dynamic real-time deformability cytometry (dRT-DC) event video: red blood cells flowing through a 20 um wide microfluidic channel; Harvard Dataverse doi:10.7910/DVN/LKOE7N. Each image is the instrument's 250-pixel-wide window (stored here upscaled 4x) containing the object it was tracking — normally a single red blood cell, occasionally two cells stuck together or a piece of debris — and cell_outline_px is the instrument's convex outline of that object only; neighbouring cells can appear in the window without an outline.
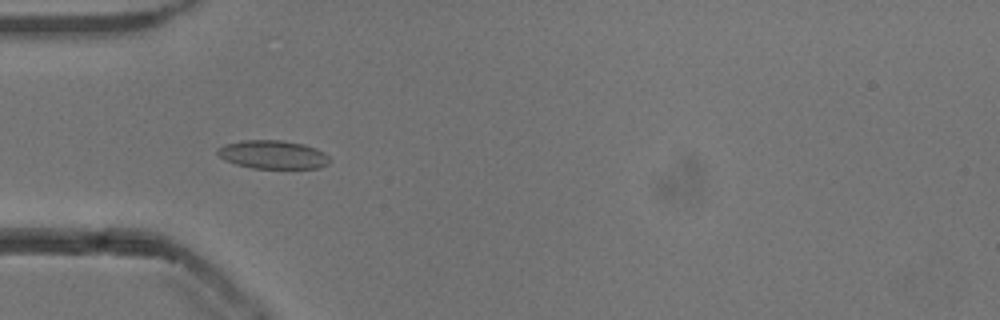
{"species": "common noctule bat (a hibernating species)", "species_latin": "Nyctalus noctula", "temperature_condition": "cold", "stored_images_in_passage": 53, "camera_frame_rate_fps": 3000, "um_per_image_px": 0.085, "animal": {"sex": "male", "body_mass_g": 13.3}, "frame": {"image": 1, "passage_image": 16, "time_ms": 5.0, "image_size_px": [1000, 320], "cell_outline_px": [[332, 160], [328, 164], [320, 168], [252, 168], [236, 164], [224, 160], [216, 152], [216, 148], [224, 144], [240, 140], [280, 140], [304, 144], [316, 148], [324, 152]], "centroid_in_image_um": [23.19, 13.14], "position_along_channel_um": 61.8, "area_um2": 18.79}}
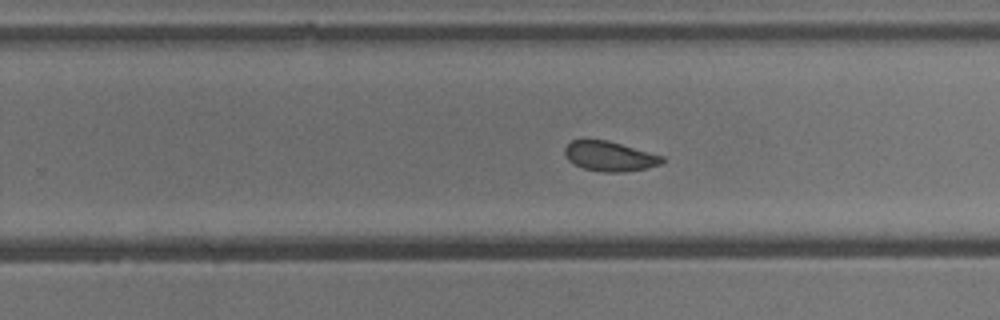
{"frame": {"image": 2, "passage_image": 33, "time_ms": 10.667, "image_size_px": [1000, 320], "cell_outline_px": [[664, 160], [660, 164], [644, 168], [624, 172], [600, 172], [584, 168], [572, 164], [564, 156], [564, 148], [572, 140], [608, 140], [664, 156]], "centroid_in_image_um": [51.78, 13.28], "position_along_channel_um": 278.0, "area_um2": 16.94}}
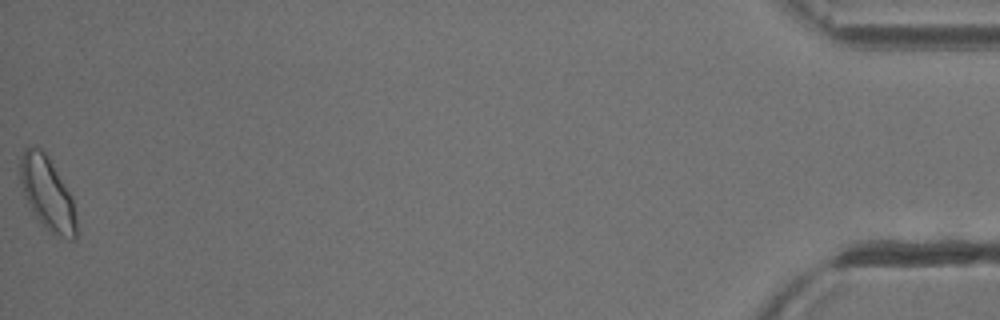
{"frame": {"image": 3, "passage_image": 53, "time_ms": 17.333, "image_size_px": [1000, 320], "cell_outline_px": [[76, 236], [72, 240], [68, 240], [56, 236], [40, 224], [32, 212], [24, 196], [20, 180], [20, 160], [24, 148], [28, 144], [40, 148], [48, 156], [72, 196], [76, 216]], "centroid_in_image_um": [4.01, 16.45], "position_along_channel_um": 431.2, "area_um2": 24.28}, "authors_computed_cell_mechanics": {"area_um2": 18.3804, "velocity_mm_per_s": 3.8466, "shape_relaxation_time_tau1_ms": 6.1947, "shape_relaxation_time_tau2_ms": 1.3808, "deformation_change_tau1": 0.0767, "deformation_change_tau2": 0.0759}}